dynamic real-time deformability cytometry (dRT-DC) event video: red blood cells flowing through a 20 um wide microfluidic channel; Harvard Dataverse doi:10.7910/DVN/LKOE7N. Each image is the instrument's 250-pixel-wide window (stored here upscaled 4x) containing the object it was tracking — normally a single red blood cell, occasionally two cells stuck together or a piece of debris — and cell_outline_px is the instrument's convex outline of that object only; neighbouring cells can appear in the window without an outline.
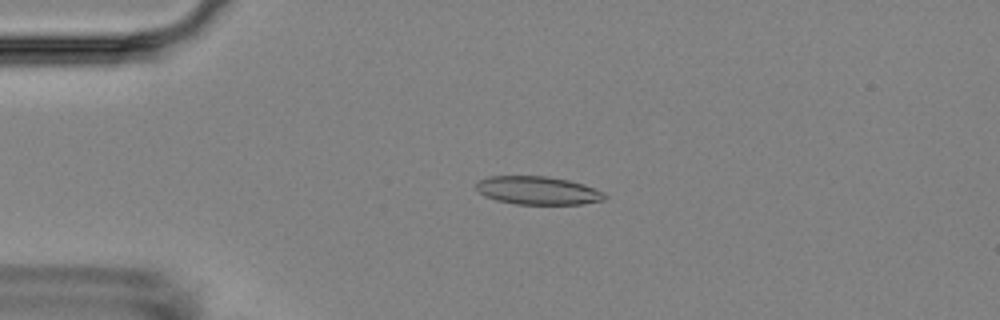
{"species": "Egyptian fruit bat (a non-hibernating species)", "species_latin": "Rousettus aegyptiacus", "temperature_condition": "room temperature", "stored_images_in_passage": 3, "camera_frame_rate_fps": 3000, "um_per_image_px": 0.085, "animal": {"sex": "female"}, "frame": {"image": 1, "passage_image": 3, "time_ms": 2.333, "image_size_px": [1000, 320], "cell_outline_px": [[608, 196], [604, 200], [584, 204], [516, 204], [496, 200], [484, 196], [476, 188], [476, 184], [480, 180], [488, 176], [548, 176], [568, 180], [584, 184], [604, 192]], "centroid_in_image_um": [45.74, 16.19], "position_along_channel_um": 39.3, "area_um2": 21.21}}